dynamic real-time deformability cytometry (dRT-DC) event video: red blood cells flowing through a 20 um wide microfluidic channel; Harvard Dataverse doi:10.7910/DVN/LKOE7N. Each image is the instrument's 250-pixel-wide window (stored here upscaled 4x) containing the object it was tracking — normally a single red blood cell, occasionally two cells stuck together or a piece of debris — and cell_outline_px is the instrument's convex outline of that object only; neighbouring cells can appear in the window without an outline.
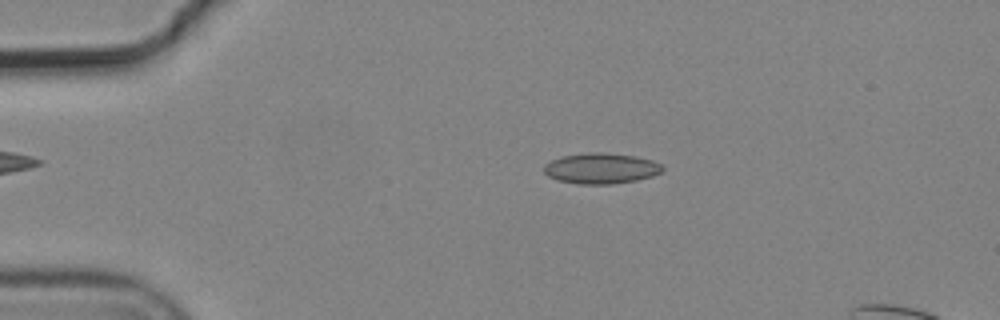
{"species": "common noctule bat (a hibernating species)", "species_latin": "Nyctalus noctula", "temperature_condition": "cold", "stored_images_in_passage": 7, "camera_frame_rate_fps": 3000, "um_per_image_px": 0.085, "animal": {"sex": "male", "body_mass_g": 19.2, "forearm_length_mm": 51.8}, "frame": {"image": 1, "passage_image": 2, "time_ms": 0.333, "image_size_px": [1000, 320], "cell_outline_px": [[664, 168], [660, 172], [652, 176], [636, 180], [612, 184], [576, 184], [556, 180], [548, 176], [544, 172], [544, 164], [560, 156], [592, 152], [604, 152], [636, 156], [652, 160], [660, 164]], "centroid_in_image_um": [51.06, 14.31], "position_along_channel_um": 33.9, "area_um2": 21.27}}
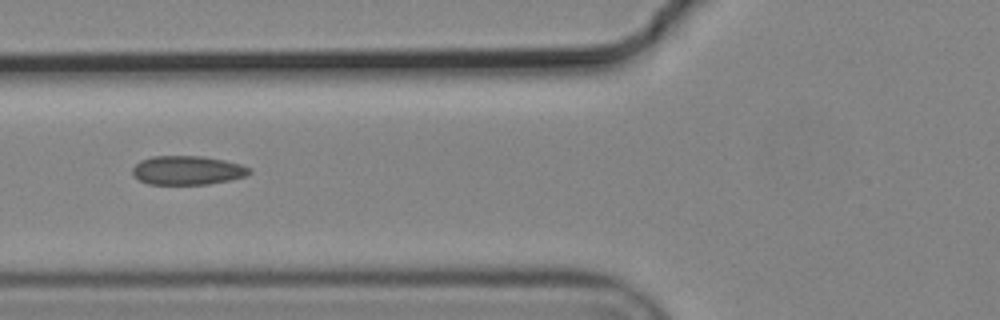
{"frame": {"image": 2, "passage_image": 5, "time_ms": 1.333, "image_size_px": [1000, 320], "cell_outline_px": [[252, 172], [248, 176], [208, 184], [148, 184], [132, 176], [132, 168], [140, 160], [152, 156], [204, 156], [224, 160], [240, 164], [252, 168]], "centroid_in_image_um": [15.94, 14.47], "position_along_channel_um": 109.9, "area_um2": 19.88}}
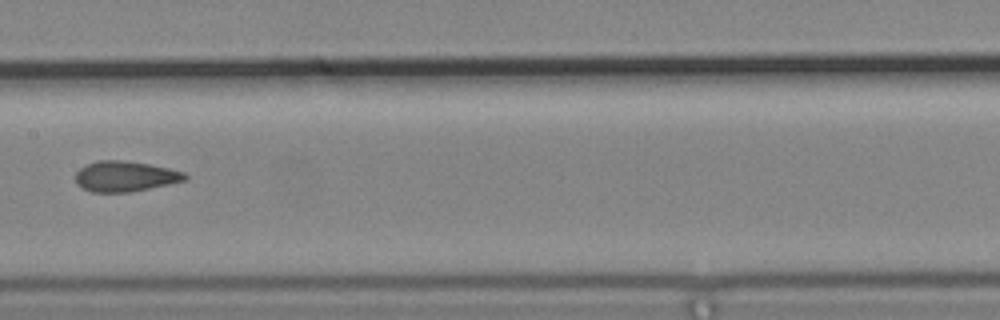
{"frame": {"image": 3, "passage_image": 7, "time_ms": 2.0, "image_size_px": [1000, 320], "cell_outline_px": [[188, 180], [128, 192], [92, 192], [76, 184], [76, 172], [84, 164], [96, 160], [124, 160], [148, 164], [168, 168], [184, 172], [188, 176]], "centroid_in_image_um": [10.62, 14.97], "position_along_channel_um": 196.8, "area_um2": 19.42}}